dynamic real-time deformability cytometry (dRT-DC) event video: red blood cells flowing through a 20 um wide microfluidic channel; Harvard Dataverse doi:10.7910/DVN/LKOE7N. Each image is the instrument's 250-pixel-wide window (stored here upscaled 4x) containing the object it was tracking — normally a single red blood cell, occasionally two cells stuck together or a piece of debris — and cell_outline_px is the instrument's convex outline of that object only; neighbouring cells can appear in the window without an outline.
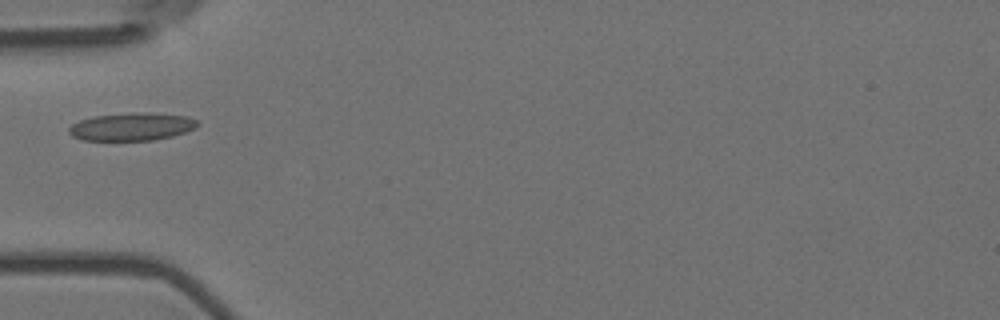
{"species": "Egyptian fruit bat (a non-hibernating species)", "species_latin": "Rousettus aegyptiacus", "temperature_condition": "room temperature", "stored_images_in_passage": 7, "camera_frame_rate_fps": 3000, "um_per_image_px": 0.085, "animal": {"sex": "female"}, "frame": {"image": 1, "passage_image": 4, "time_ms": 1.0, "image_size_px": [1000, 320], "cell_outline_px": [[200, 124], [196, 128], [172, 136], [152, 140], [80, 140], [72, 136], [68, 132], [68, 128], [72, 124], [80, 120], [92, 116], [148, 112], [188, 116], [196, 120]], "centroid_in_image_um": [11.2, 10.77], "position_along_channel_um": 73.8, "area_um2": 20.81}}
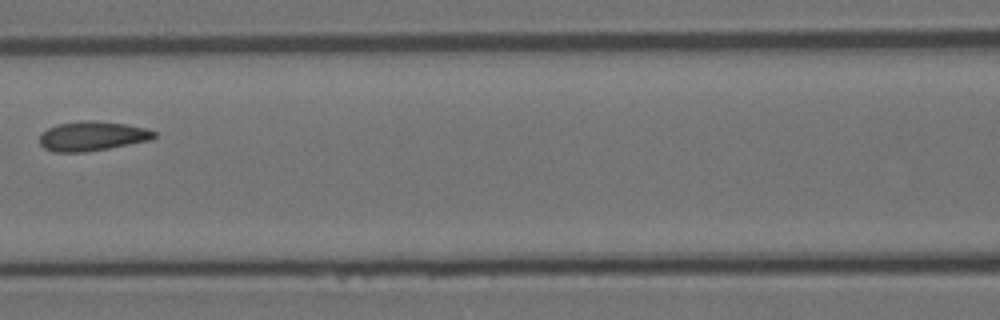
{"frame": {"image": 2, "passage_image": 6, "time_ms": 1.667, "image_size_px": [1000, 320], "cell_outline_px": [[156, 136], [152, 140], [108, 148], [84, 152], [52, 152], [44, 148], [40, 144], [40, 132], [56, 124], [80, 120], [92, 120], [124, 124], [148, 128], [156, 132]], "centroid_in_image_um": [7.82, 11.56], "position_along_channel_um": 158.8, "area_um2": 19.88}}
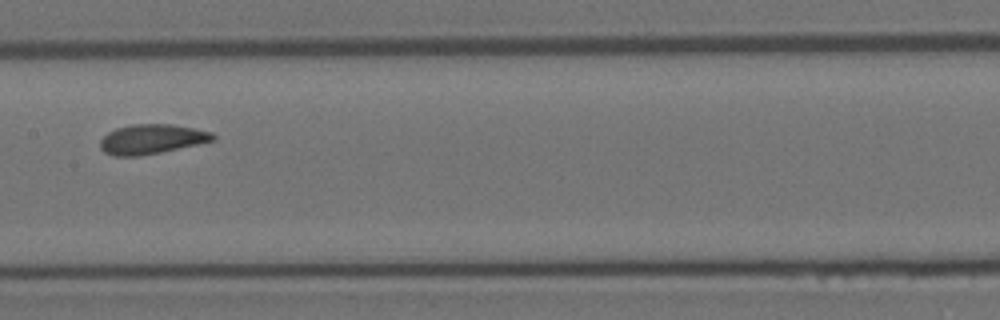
{"frame": {"image": 3, "passage_image": 7, "time_ms": 2.0, "image_size_px": [1000, 320], "cell_outline_px": [[216, 140], [160, 152], [140, 156], [112, 156], [104, 152], [100, 148], [100, 140], [108, 132], [116, 128], [132, 124], [168, 124], [192, 128], [212, 132], [216, 136]], "centroid_in_image_um": [12.87, 11.83], "position_along_channel_um": 194.5, "area_um2": 19.42}}